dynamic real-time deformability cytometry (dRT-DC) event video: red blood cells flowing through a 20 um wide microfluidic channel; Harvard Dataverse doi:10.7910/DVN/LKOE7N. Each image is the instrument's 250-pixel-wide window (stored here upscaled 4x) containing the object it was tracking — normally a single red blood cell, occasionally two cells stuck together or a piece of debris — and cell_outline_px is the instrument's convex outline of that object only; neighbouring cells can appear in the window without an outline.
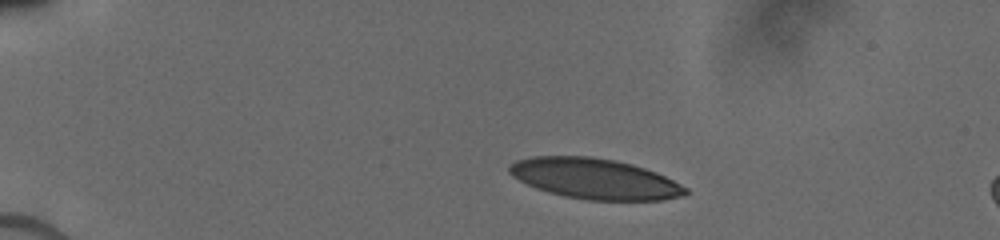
{"species": "human", "species_latin": "Homo sapiens", "temperature_condition": "cold", "stored_images_in_passage": 4, "camera_frame_rate_fps": 3000, "um_per_image_px": 0.085, "donor": {"sex": "male"}, "frame": {"image": 1, "passage_image": 1, "time_ms": 0.0, "image_size_px": [1000, 240], "cell_outline_px": [[688, 192], [684, 196], [664, 200], [588, 200], [564, 196], [548, 192], [536, 188], [512, 176], [508, 172], [508, 168], [516, 160], [532, 156], [592, 156], [616, 160], [632, 164], [656, 172], [688, 188]], "centroid_in_image_um": [50.56, 15.19], "position_along_channel_um": 34.4, "area_um2": 41.62}}